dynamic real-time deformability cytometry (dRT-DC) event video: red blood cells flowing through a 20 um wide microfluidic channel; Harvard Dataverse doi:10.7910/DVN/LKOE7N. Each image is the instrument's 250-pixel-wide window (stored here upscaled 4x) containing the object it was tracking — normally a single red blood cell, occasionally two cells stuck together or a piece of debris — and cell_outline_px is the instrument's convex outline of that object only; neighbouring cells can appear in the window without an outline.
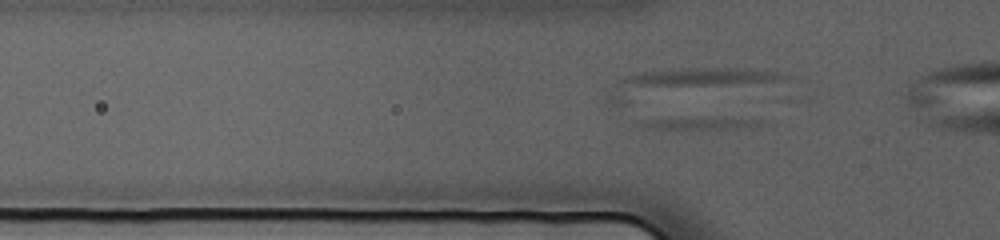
{"species": "human", "species_latin": "Homo sapiens", "temperature_condition": "cold", "stored_images_in_passage": 2, "camera_frame_rate_fps": 3000, "um_per_image_px": 0.085, "donor": {"sex": "female"}, "frame": {"image": 1, "passage_image": 2, "time_ms": 0.333, "image_size_px": [1000, 240], "cell_outline_px": [[792, 76], [780, 80], [624, 104], [608, 104], [604, 100], [620, 80], [628, 76], [644, 72], [680, 68], [744, 68], [780, 72]], "centroid_in_image_um": [58.25, 7.04], "position_along_channel_um": 67.5, "area_um2": 27.69}}